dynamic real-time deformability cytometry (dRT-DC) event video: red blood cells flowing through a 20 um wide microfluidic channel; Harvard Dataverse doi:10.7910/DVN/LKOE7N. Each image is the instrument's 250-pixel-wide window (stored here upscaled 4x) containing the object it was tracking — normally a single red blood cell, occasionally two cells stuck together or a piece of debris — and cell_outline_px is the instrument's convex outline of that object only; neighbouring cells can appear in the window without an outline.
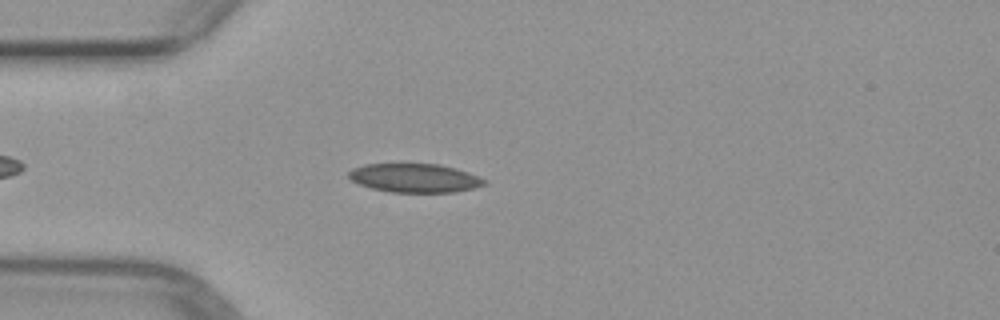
{"species": "common noctule bat (a hibernating species)", "species_latin": "Nyctalus noctula", "temperature_condition": "warm", "stored_images_in_passage": 43, "camera_frame_rate_fps": 3000, "um_per_image_px": 0.085, "animal": {"sex": "female", "body_mass_g": 29.2, "forearm_length_mm": 56.3}, "frame": {"image": 1, "passage_image": 7, "time_ms": 2.0, "image_size_px": [1000, 320], "cell_outline_px": [[488, 184], [476, 188], [456, 192], [392, 192], [372, 188], [360, 184], [352, 180], [348, 176], [348, 172], [352, 168], [364, 164], [400, 160], [440, 164], [468, 172], [480, 176], [488, 180]], "centroid_in_image_um": [35.26, 15.07], "position_along_channel_um": 49.7, "area_um2": 23.99}}
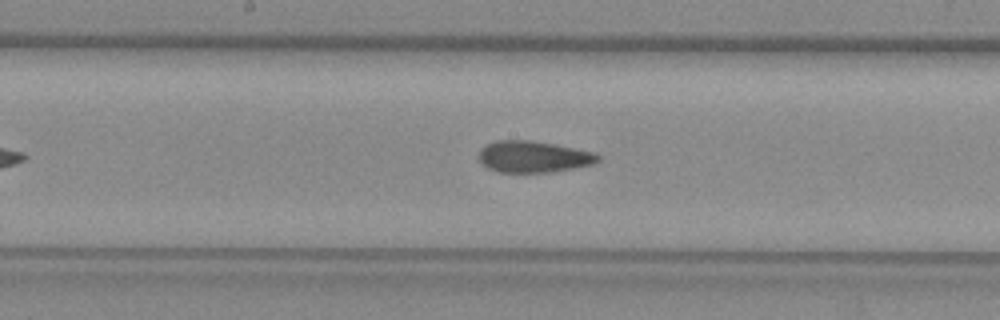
{"frame": {"image": 2, "passage_image": 19, "time_ms": 6.0, "image_size_px": [1000, 320], "cell_outline_px": [[600, 160], [596, 164], [552, 172], [496, 172], [488, 168], [480, 160], [480, 148], [496, 140], [532, 140], [592, 152], [600, 156]], "centroid_in_image_um": [45.35, 13.33], "position_along_channel_um": 202.9, "area_um2": 21.73}}
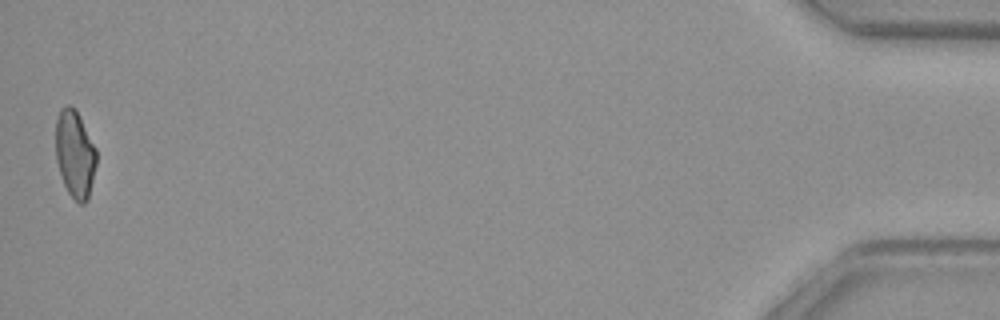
{"frame": {"image": 3, "passage_image": 43, "time_ms": 14.0, "image_size_px": [1000, 320], "cell_outline_px": [[96, 164], [88, 200], [84, 204], [80, 204], [68, 192], [64, 184], [56, 160], [56, 120], [60, 108], [68, 104], [76, 108], [96, 148]], "centroid_in_image_um": [6.37, 13.06], "position_along_channel_um": 428.8, "area_um2": 20.75}}